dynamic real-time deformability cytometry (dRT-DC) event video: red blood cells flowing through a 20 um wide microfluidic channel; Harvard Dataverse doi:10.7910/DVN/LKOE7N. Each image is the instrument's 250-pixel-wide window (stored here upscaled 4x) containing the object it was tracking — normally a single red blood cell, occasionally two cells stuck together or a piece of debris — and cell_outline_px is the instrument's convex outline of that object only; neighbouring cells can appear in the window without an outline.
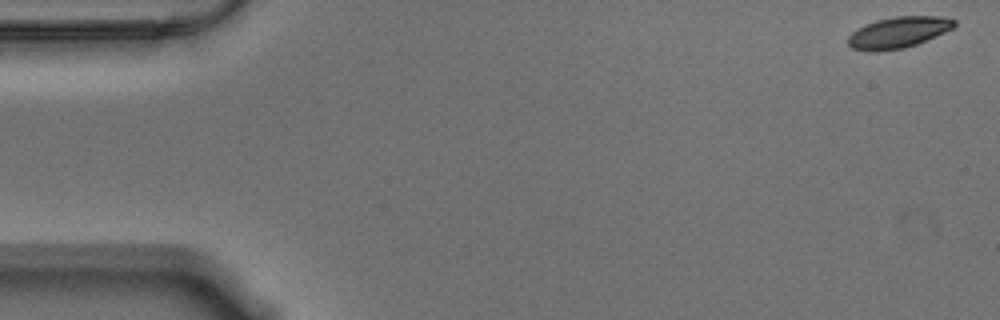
{"species": "Egyptian fruit bat (a non-hibernating species)", "species_latin": "Rousettus aegyptiacus", "temperature_condition": "warm", "stored_images_in_passage": 51, "camera_frame_rate_fps": 3000, "um_per_image_px": 0.085, "animal": {"sex": "male"}, "frame": {"image": 1, "passage_image": 1, "time_ms": 0.0, "image_size_px": [1000, 320], "cell_outline_px": [[956, 24], [952, 28], [944, 32], [916, 44], [904, 48], [876, 52], [872, 52], [852, 48], [848, 44], [848, 36], [852, 32], [876, 20], [896, 16], [940, 16], [956, 20]], "centroid_in_image_um": [76.35, 2.76], "position_along_channel_um": 8.6, "area_um2": 19.07}}
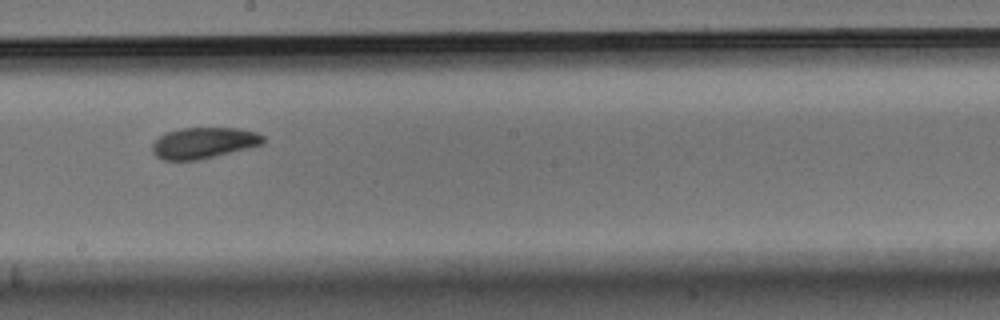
{"frame": {"image": 2, "passage_image": 31, "time_ms": 10.0, "image_size_px": [1000, 320], "cell_outline_px": [[264, 144], [200, 160], [164, 160], [156, 156], [152, 152], [152, 144], [164, 132], [180, 128], [240, 128], [256, 132], [264, 136]], "centroid_in_image_um": [17.31, 12.14], "position_along_channel_um": 230.9, "area_um2": 20.23}}
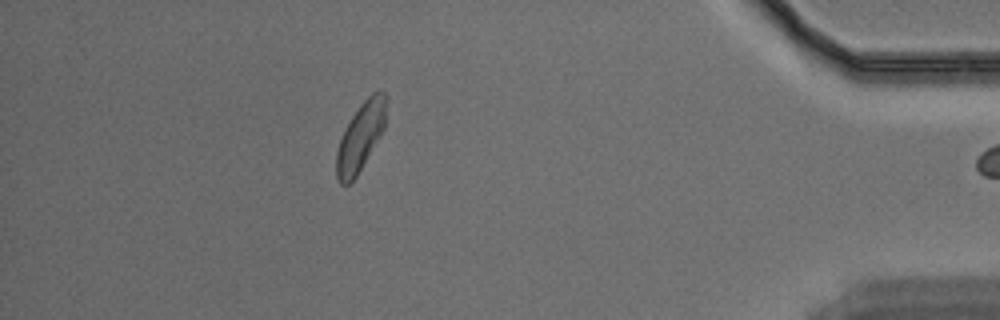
{"frame": {"image": 3, "passage_image": 50, "time_ms": 16.333, "image_size_px": [1000, 320], "cell_outline_px": [[384, 128], [380, 136], [356, 176], [348, 184], [340, 184], [336, 176], [336, 152], [340, 140], [352, 116], [360, 104], [372, 92], [384, 92]], "centroid_in_image_um": [30.6, 11.67], "position_along_channel_um": 404.6, "area_um2": 18.96}}